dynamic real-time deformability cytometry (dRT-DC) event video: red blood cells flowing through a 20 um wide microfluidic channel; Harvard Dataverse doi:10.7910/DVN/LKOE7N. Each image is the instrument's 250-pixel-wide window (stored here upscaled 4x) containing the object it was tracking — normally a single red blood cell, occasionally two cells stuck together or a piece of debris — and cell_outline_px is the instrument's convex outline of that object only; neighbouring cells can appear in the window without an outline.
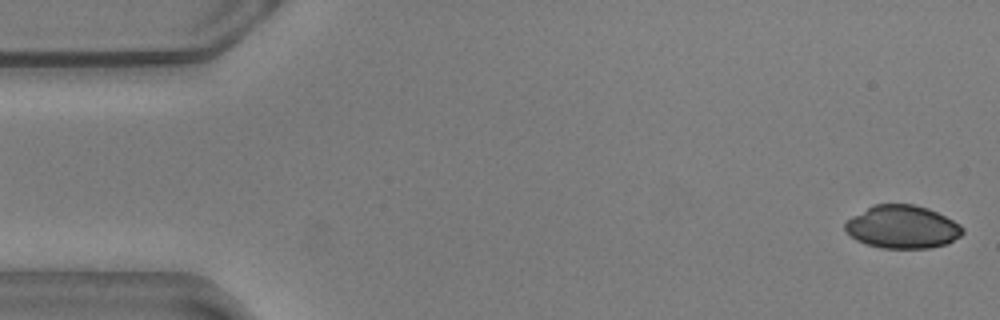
{"species": "common noctule bat (a hibernating species)", "species_latin": "Nyctalus noctula", "temperature_condition": "warm", "stored_images_in_passage": 55, "camera_frame_rate_fps": 3000, "um_per_image_px": 0.085, "animal": {"sex": "male", "body_mass_g": 20.5, "forearm_length_mm": 52.5}, "frame": {"image": 1, "passage_image": 1, "time_ms": 0.0, "image_size_px": [1000, 320], "cell_outline_px": [[964, 232], [960, 236], [948, 244], [928, 248], [880, 248], [856, 240], [844, 228], [844, 224], [852, 216], [872, 204], [912, 204], [928, 208], [960, 224], [964, 228]], "centroid_in_image_um": [76.71, 19.29], "position_along_channel_um": 8.3, "area_um2": 29.42}}
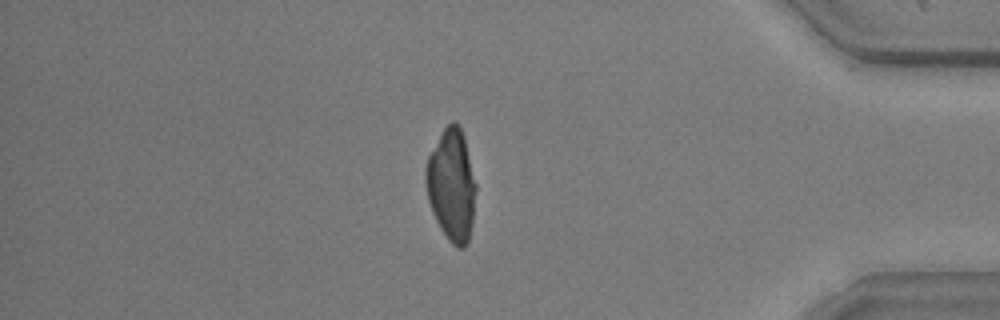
{"frame": {"image": 2, "passage_image": 47, "time_ms": 15.333, "image_size_px": [1000, 320], "cell_outline_px": [[476, 188], [472, 224], [468, 240], [464, 248], [456, 248], [448, 240], [440, 228], [432, 212], [428, 200], [424, 180], [424, 168], [428, 156], [444, 128], [452, 120], [460, 128], [464, 136], [476, 184]], "centroid_in_image_um": [38.36, 15.75], "position_along_channel_um": 396.8, "area_um2": 32.71}}
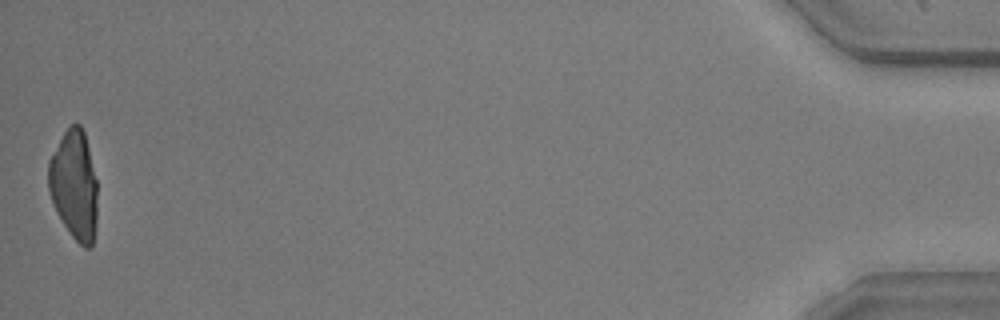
{"frame": {"image": 3, "passage_image": 55, "time_ms": 18.0, "image_size_px": [1000, 320], "cell_outline_px": [[96, 220], [92, 244], [88, 248], [84, 248], [72, 236], [64, 224], [52, 200], [48, 188], [48, 160], [64, 132], [72, 124], [80, 124], [84, 132], [96, 180]], "centroid_in_image_um": [6.29, 15.71], "position_along_channel_um": 428.9, "area_um2": 30.58}}